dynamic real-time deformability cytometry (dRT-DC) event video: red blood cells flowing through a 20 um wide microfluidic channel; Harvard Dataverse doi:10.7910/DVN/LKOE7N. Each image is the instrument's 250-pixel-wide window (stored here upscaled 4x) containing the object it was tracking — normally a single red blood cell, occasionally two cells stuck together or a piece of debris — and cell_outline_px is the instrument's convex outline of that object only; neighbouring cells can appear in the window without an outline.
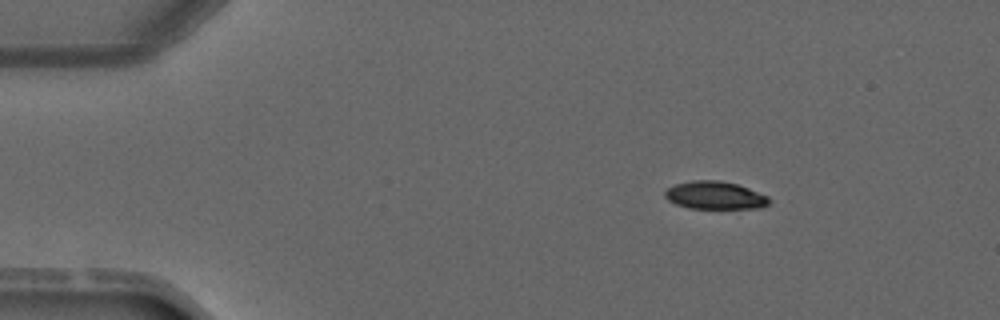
{"species": "common noctule bat (a hibernating species)", "species_latin": "Nyctalus noctula", "temperature_condition": "warm", "stored_images_in_passage": 3, "camera_frame_rate_fps": 3000, "um_per_image_px": 0.085, "animal": {"sex": "male", "forearm_length_mm": 52.5}, "frame": {"image": 1, "passage_image": 1, "time_ms": 0.0, "image_size_px": [1000, 320], "cell_outline_px": [[772, 200], [768, 204], [760, 208], [688, 208], [676, 204], [668, 200], [664, 196], [664, 192], [668, 188], [676, 184], [692, 180], [720, 180], [736, 184], [748, 188], [768, 196]], "centroid_in_image_um": [60.77, 16.6], "position_along_channel_um": 24.2, "area_um2": 16.88}}
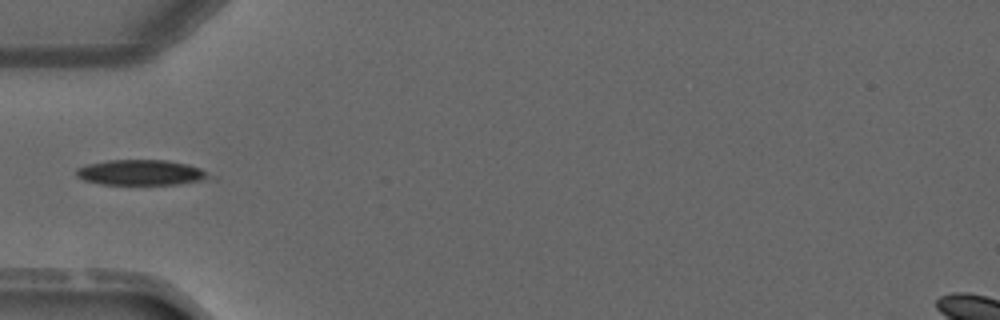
{"frame": {"image": 2, "passage_image": 3, "time_ms": 2.667, "image_size_px": [1000, 320], "cell_outline_px": [[216, 180], [176, 184], [100, 184], [84, 180], [76, 176], [76, 168], [88, 164], [108, 160], [168, 160], [188, 164], [200, 168], [216, 176]], "centroid_in_image_um": [12.11, 14.67], "position_along_channel_um": 72.9, "area_um2": 20.11}}